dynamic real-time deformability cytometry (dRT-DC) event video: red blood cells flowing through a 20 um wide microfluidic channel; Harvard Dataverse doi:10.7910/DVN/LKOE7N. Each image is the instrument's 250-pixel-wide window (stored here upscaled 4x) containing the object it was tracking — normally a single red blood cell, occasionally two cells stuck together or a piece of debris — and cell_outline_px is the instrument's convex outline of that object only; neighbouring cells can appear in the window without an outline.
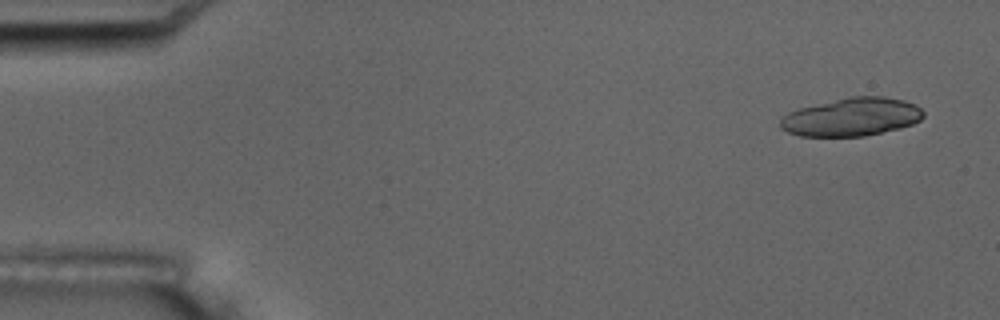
{"species": "common noctule bat (a hibernating species)", "species_latin": "Nyctalus noctula", "temperature_condition": "room temperature", "stored_images_in_passage": 5, "camera_frame_rate_fps": 3000, "um_per_image_px": 0.085, "animal": {"sex": "male", "body_mass_g": 17.5, "forearm_length_mm": 52.3}, "frame": {"image": 1, "passage_image": 1, "time_ms": 0.0, "image_size_px": [1000, 320], "cell_outline_px": [[924, 116], [920, 120], [912, 124], [900, 128], [864, 136], [800, 136], [788, 132], [780, 128], [780, 120], [788, 112], [800, 108], [848, 96], [884, 96], [904, 100], [916, 104], [924, 112]], "centroid_in_image_um": [72.41, 9.93], "position_along_channel_um": 12.6, "area_um2": 31.91}}